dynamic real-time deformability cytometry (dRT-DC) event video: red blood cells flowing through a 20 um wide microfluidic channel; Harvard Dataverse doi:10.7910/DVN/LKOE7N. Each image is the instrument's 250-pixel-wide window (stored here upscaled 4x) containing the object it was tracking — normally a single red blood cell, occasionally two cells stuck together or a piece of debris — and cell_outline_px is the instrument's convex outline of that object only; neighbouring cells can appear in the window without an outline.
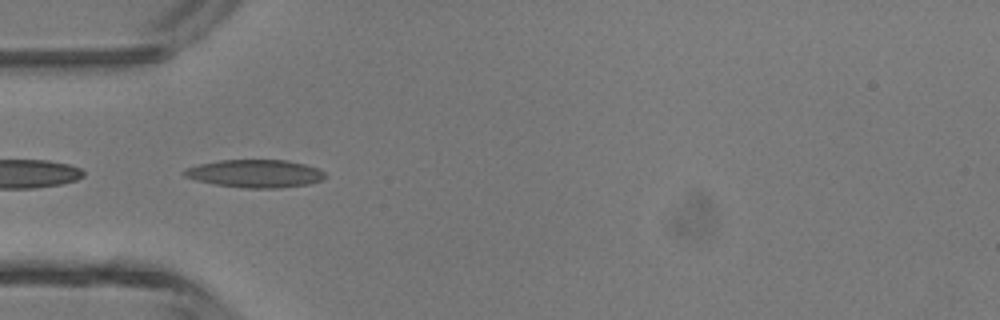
{"species": "common noctule bat (a hibernating species)", "species_latin": "Nyctalus noctula", "temperature_condition": "room temperature", "stored_images_in_passage": 1, "camera_frame_rate_fps": 3000, "um_per_image_px": 0.085, "animal": {"sex": "male", "body_mass_g": 13.3}, "frame": {"image": 1, "passage_image": 1, "time_ms": 0.0, "image_size_px": [1000, 320], "cell_outline_px": [[328, 176], [320, 180], [308, 184], [280, 188], [244, 188], [216, 184], [196, 180], [184, 176], [180, 172], [184, 168], [200, 164], [220, 160], [288, 160], [320, 168]], "centroid_in_image_um": [21.69, 14.75], "position_along_channel_um": 63.3, "area_um2": 23.0}}